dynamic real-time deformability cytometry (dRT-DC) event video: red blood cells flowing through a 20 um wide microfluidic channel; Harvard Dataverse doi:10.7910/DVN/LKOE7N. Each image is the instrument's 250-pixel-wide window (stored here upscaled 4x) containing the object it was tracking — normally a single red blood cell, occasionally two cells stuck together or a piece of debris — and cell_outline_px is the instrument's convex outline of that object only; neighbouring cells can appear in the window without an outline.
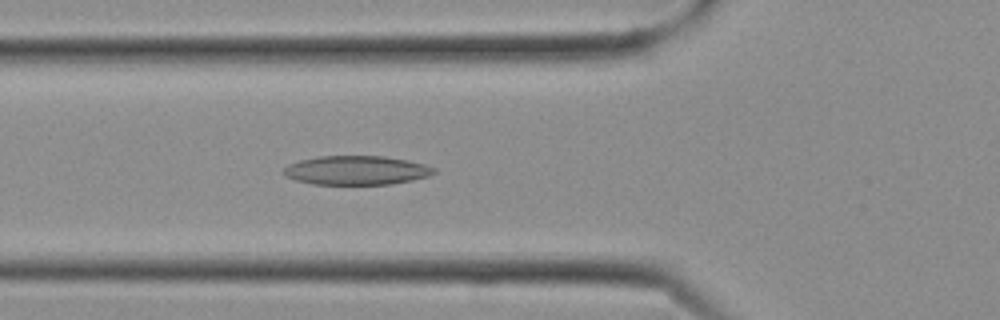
{"species": "Egyptian fruit bat (a non-hibernating species)", "species_latin": "Rousettus aegyptiacus", "temperature_condition": "cold", "stored_images_in_passage": 9, "camera_frame_rate_fps": 3000, "um_per_image_px": 0.085, "frame": {"image": 1, "passage_image": 9, "time_ms": 2.667, "image_size_px": [1000, 320], "cell_outline_px": [[436, 172], [428, 176], [412, 180], [392, 184], [312, 184], [296, 180], [284, 176], [284, 168], [288, 164], [300, 160], [320, 156], [384, 156], [408, 160], [424, 164], [436, 168]], "centroid_in_image_um": [30.3, 14.47], "position_along_channel_um": 95.5, "area_um2": 25.43}}